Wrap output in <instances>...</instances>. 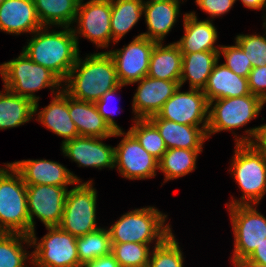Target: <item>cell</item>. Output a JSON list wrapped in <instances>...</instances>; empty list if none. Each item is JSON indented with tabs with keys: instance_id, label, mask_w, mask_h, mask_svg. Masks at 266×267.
Segmentation results:
<instances>
[{
	"instance_id": "obj_1",
	"label": "cell",
	"mask_w": 266,
	"mask_h": 267,
	"mask_svg": "<svg viewBox=\"0 0 266 267\" xmlns=\"http://www.w3.org/2000/svg\"><path fill=\"white\" fill-rule=\"evenodd\" d=\"M51 28L43 26L32 33L22 51L34 63L49 69L64 82L81 51L72 27Z\"/></svg>"
},
{
	"instance_id": "obj_2",
	"label": "cell",
	"mask_w": 266,
	"mask_h": 267,
	"mask_svg": "<svg viewBox=\"0 0 266 267\" xmlns=\"http://www.w3.org/2000/svg\"><path fill=\"white\" fill-rule=\"evenodd\" d=\"M119 85L113 59L107 51H103L83 58L79 54L63 82V91L73 99L95 103Z\"/></svg>"
},
{
	"instance_id": "obj_3",
	"label": "cell",
	"mask_w": 266,
	"mask_h": 267,
	"mask_svg": "<svg viewBox=\"0 0 266 267\" xmlns=\"http://www.w3.org/2000/svg\"><path fill=\"white\" fill-rule=\"evenodd\" d=\"M228 169L242 192L241 198L231 197L226 206L260 204L266 195V155L255 143L234 145Z\"/></svg>"
},
{
	"instance_id": "obj_4",
	"label": "cell",
	"mask_w": 266,
	"mask_h": 267,
	"mask_svg": "<svg viewBox=\"0 0 266 267\" xmlns=\"http://www.w3.org/2000/svg\"><path fill=\"white\" fill-rule=\"evenodd\" d=\"M167 219L168 215L158 208L145 206L121 215L107 229L112 243L135 242L157 246L173 233Z\"/></svg>"
},
{
	"instance_id": "obj_5",
	"label": "cell",
	"mask_w": 266,
	"mask_h": 267,
	"mask_svg": "<svg viewBox=\"0 0 266 267\" xmlns=\"http://www.w3.org/2000/svg\"><path fill=\"white\" fill-rule=\"evenodd\" d=\"M3 87L33 102L41 99L35 93L49 88L52 96L63 90V82L49 69L34 63L23 51L18 57L0 64Z\"/></svg>"
},
{
	"instance_id": "obj_6",
	"label": "cell",
	"mask_w": 266,
	"mask_h": 267,
	"mask_svg": "<svg viewBox=\"0 0 266 267\" xmlns=\"http://www.w3.org/2000/svg\"><path fill=\"white\" fill-rule=\"evenodd\" d=\"M265 104L261 98L253 94L210 101L207 127L208 140L218 132L230 131L235 137V144H238L239 136L234 130H240L247 126L251 120L256 119L261 114Z\"/></svg>"
},
{
	"instance_id": "obj_7",
	"label": "cell",
	"mask_w": 266,
	"mask_h": 267,
	"mask_svg": "<svg viewBox=\"0 0 266 267\" xmlns=\"http://www.w3.org/2000/svg\"><path fill=\"white\" fill-rule=\"evenodd\" d=\"M0 232L30 236L26 184L12 164L0 175Z\"/></svg>"
},
{
	"instance_id": "obj_8",
	"label": "cell",
	"mask_w": 266,
	"mask_h": 267,
	"mask_svg": "<svg viewBox=\"0 0 266 267\" xmlns=\"http://www.w3.org/2000/svg\"><path fill=\"white\" fill-rule=\"evenodd\" d=\"M93 179L76 182L68 190L59 227L72 236L80 237L100 228L97 225L98 192Z\"/></svg>"
},
{
	"instance_id": "obj_9",
	"label": "cell",
	"mask_w": 266,
	"mask_h": 267,
	"mask_svg": "<svg viewBox=\"0 0 266 267\" xmlns=\"http://www.w3.org/2000/svg\"><path fill=\"white\" fill-rule=\"evenodd\" d=\"M233 231V251L230 257L234 267L247 259L265 241L266 217L257 209V204L226 206Z\"/></svg>"
},
{
	"instance_id": "obj_10",
	"label": "cell",
	"mask_w": 266,
	"mask_h": 267,
	"mask_svg": "<svg viewBox=\"0 0 266 267\" xmlns=\"http://www.w3.org/2000/svg\"><path fill=\"white\" fill-rule=\"evenodd\" d=\"M45 228L48 232L40 240L36 231L30 235L32 267H79L77 237L59 226Z\"/></svg>"
},
{
	"instance_id": "obj_11",
	"label": "cell",
	"mask_w": 266,
	"mask_h": 267,
	"mask_svg": "<svg viewBox=\"0 0 266 267\" xmlns=\"http://www.w3.org/2000/svg\"><path fill=\"white\" fill-rule=\"evenodd\" d=\"M80 0L77 16L72 26L79 47V37H84L98 49H109L113 44L111 32V0ZM75 24L77 26H75ZM111 43V44H110Z\"/></svg>"
},
{
	"instance_id": "obj_12",
	"label": "cell",
	"mask_w": 266,
	"mask_h": 267,
	"mask_svg": "<svg viewBox=\"0 0 266 267\" xmlns=\"http://www.w3.org/2000/svg\"><path fill=\"white\" fill-rule=\"evenodd\" d=\"M122 137L114 146L115 169L122 178L145 180L156 177L158 160L148 153L130 131L115 132L113 137Z\"/></svg>"
},
{
	"instance_id": "obj_13",
	"label": "cell",
	"mask_w": 266,
	"mask_h": 267,
	"mask_svg": "<svg viewBox=\"0 0 266 267\" xmlns=\"http://www.w3.org/2000/svg\"><path fill=\"white\" fill-rule=\"evenodd\" d=\"M156 43L139 33L121 49L107 51L113 59L121 85H132L148 75L150 56Z\"/></svg>"
},
{
	"instance_id": "obj_14",
	"label": "cell",
	"mask_w": 266,
	"mask_h": 267,
	"mask_svg": "<svg viewBox=\"0 0 266 267\" xmlns=\"http://www.w3.org/2000/svg\"><path fill=\"white\" fill-rule=\"evenodd\" d=\"M68 188L54 185H26L30 235L35 231V218L45 227L59 226L63 217Z\"/></svg>"
},
{
	"instance_id": "obj_15",
	"label": "cell",
	"mask_w": 266,
	"mask_h": 267,
	"mask_svg": "<svg viewBox=\"0 0 266 267\" xmlns=\"http://www.w3.org/2000/svg\"><path fill=\"white\" fill-rule=\"evenodd\" d=\"M181 86L164 103L157 116L179 124L208 126L209 103L202 90L181 91Z\"/></svg>"
},
{
	"instance_id": "obj_16",
	"label": "cell",
	"mask_w": 266,
	"mask_h": 267,
	"mask_svg": "<svg viewBox=\"0 0 266 267\" xmlns=\"http://www.w3.org/2000/svg\"><path fill=\"white\" fill-rule=\"evenodd\" d=\"M107 138L77 136L61 143L64 157L75 162L77 167H91L98 170L115 168V148L103 141Z\"/></svg>"
},
{
	"instance_id": "obj_17",
	"label": "cell",
	"mask_w": 266,
	"mask_h": 267,
	"mask_svg": "<svg viewBox=\"0 0 266 267\" xmlns=\"http://www.w3.org/2000/svg\"><path fill=\"white\" fill-rule=\"evenodd\" d=\"M132 100V119H148L157 115L164 103L180 86V81H170L145 76L138 82Z\"/></svg>"
},
{
	"instance_id": "obj_18",
	"label": "cell",
	"mask_w": 266,
	"mask_h": 267,
	"mask_svg": "<svg viewBox=\"0 0 266 267\" xmlns=\"http://www.w3.org/2000/svg\"><path fill=\"white\" fill-rule=\"evenodd\" d=\"M13 167L21 174L26 185H54L69 188L76 182H82L63 164L47 159H23L11 162Z\"/></svg>"
},
{
	"instance_id": "obj_19",
	"label": "cell",
	"mask_w": 266,
	"mask_h": 267,
	"mask_svg": "<svg viewBox=\"0 0 266 267\" xmlns=\"http://www.w3.org/2000/svg\"><path fill=\"white\" fill-rule=\"evenodd\" d=\"M34 117H36L34 120L47 130L62 137V143L79 136L76 125L69 115V95L63 90L53 95L50 103L41 110L39 101L34 102Z\"/></svg>"
},
{
	"instance_id": "obj_20",
	"label": "cell",
	"mask_w": 266,
	"mask_h": 267,
	"mask_svg": "<svg viewBox=\"0 0 266 267\" xmlns=\"http://www.w3.org/2000/svg\"><path fill=\"white\" fill-rule=\"evenodd\" d=\"M199 20L195 11L183 14L184 35L175 43L181 53H195L201 51H219L217 45L218 31L212 20Z\"/></svg>"
},
{
	"instance_id": "obj_21",
	"label": "cell",
	"mask_w": 266,
	"mask_h": 267,
	"mask_svg": "<svg viewBox=\"0 0 266 267\" xmlns=\"http://www.w3.org/2000/svg\"><path fill=\"white\" fill-rule=\"evenodd\" d=\"M42 27L33 0H5L0 5V31L31 35Z\"/></svg>"
},
{
	"instance_id": "obj_22",
	"label": "cell",
	"mask_w": 266,
	"mask_h": 267,
	"mask_svg": "<svg viewBox=\"0 0 266 267\" xmlns=\"http://www.w3.org/2000/svg\"><path fill=\"white\" fill-rule=\"evenodd\" d=\"M148 120L158 129L167 149L183 148L203 150L207 137L208 126H190L171 120L161 119L157 115Z\"/></svg>"
},
{
	"instance_id": "obj_23",
	"label": "cell",
	"mask_w": 266,
	"mask_h": 267,
	"mask_svg": "<svg viewBox=\"0 0 266 267\" xmlns=\"http://www.w3.org/2000/svg\"><path fill=\"white\" fill-rule=\"evenodd\" d=\"M184 1L186 0L144 3L143 16L148 31L143 32L142 36L157 43H163L182 14L180 4Z\"/></svg>"
},
{
	"instance_id": "obj_24",
	"label": "cell",
	"mask_w": 266,
	"mask_h": 267,
	"mask_svg": "<svg viewBox=\"0 0 266 267\" xmlns=\"http://www.w3.org/2000/svg\"><path fill=\"white\" fill-rule=\"evenodd\" d=\"M208 103L215 99L242 97L250 93L248 79L235 74L224 63H215L202 90Z\"/></svg>"
},
{
	"instance_id": "obj_25",
	"label": "cell",
	"mask_w": 266,
	"mask_h": 267,
	"mask_svg": "<svg viewBox=\"0 0 266 267\" xmlns=\"http://www.w3.org/2000/svg\"><path fill=\"white\" fill-rule=\"evenodd\" d=\"M69 115L74 121L80 136L111 138L114 131L93 102L79 101L69 96Z\"/></svg>"
},
{
	"instance_id": "obj_26",
	"label": "cell",
	"mask_w": 266,
	"mask_h": 267,
	"mask_svg": "<svg viewBox=\"0 0 266 267\" xmlns=\"http://www.w3.org/2000/svg\"><path fill=\"white\" fill-rule=\"evenodd\" d=\"M156 43L150 56L148 75L152 78L180 81L182 53L175 42Z\"/></svg>"
},
{
	"instance_id": "obj_27",
	"label": "cell",
	"mask_w": 266,
	"mask_h": 267,
	"mask_svg": "<svg viewBox=\"0 0 266 267\" xmlns=\"http://www.w3.org/2000/svg\"><path fill=\"white\" fill-rule=\"evenodd\" d=\"M218 60L219 51L182 53L180 86L188 82L189 88L203 90Z\"/></svg>"
},
{
	"instance_id": "obj_28",
	"label": "cell",
	"mask_w": 266,
	"mask_h": 267,
	"mask_svg": "<svg viewBox=\"0 0 266 267\" xmlns=\"http://www.w3.org/2000/svg\"><path fill=\"white\" fill-rule=\"evenodd\" d=\"M34 118V102L3 87L0 91V130L22 126Z\"/></svg>"
},
{
	"instance_id": "obj_29",
	"label": "cell",
	"mask_w": 266,
	"mask_h": 267,
	"mask_svg": "<svg viewBox=\"0 0 266 267\" xmlns=\"http://www.w3.org/2000/svg\"><path fill=\"white\" fill-rule=\"evenodd\" d=\"M42 26L72 27L80 0H33Z\"/></svg>"
},
{
	"instance_id": "obj_30",
	"label": "cell",
	"mask_w": 266,
	"mask_h": 267,
	"mask_svg": "<svg viewBox=\"0 0 266 267\" xmlns=\"http://www.w3.org/2000/svg\"><path fill=\"white\" fill-rule=\"evenodd\" d=\"M142 0H111V32L113 45L120 42L142 19Z\"/></svg>"
},
{
	"instance_id": "obj_31",
	"label": "cell",
	"mask_w": 266,
	"mask_h": 267,
	"mask_svg": "<svg viewBox=\"0 0 266 267\" xmlns=\"http://www.w3.org/2000/svg\"><path fill=\"white\" fill-rule=\"evenodd\" d=\"M203 150H190L183 148L167 149L158 161V170L164 175L163 183L176 180L196 170L199 154Z\"/></svg>"
},
{
	"instance_id": "obj_32",
	"label": "cell",
	"mask_w": 266,
	"mask_h": 267,
	"mask_svg": "<svg viewBox=\"0 0 266 267\" xmlns=\"http://www.w3.org/2000/svg\"><path fill=\"white\" fill-rule=\"evenodd\" d=\"M28 246L32 248L29 235L0 232V267L31 266L32 252L27 251Z\"/></svg>"
},
{
	"instance_id": "obj_33",
	"label": "cell",
	"mask_w": 266,
	"mask_h": 267,
	"mask_svg": "<svg viewBox=\"0 0 266 267\" xmlns=\"http://www.w3.org/2000/svg\"><path fill=\"white\" fill-rule=\"evenodd\" d=\"M79 267L101 256L111 253L112 242L107 227H100L86 235L77 237Z\"/></svg>"
},
{
	"instance_id": "obj_34",
	"label": "cell",
	"mask_w": 266,
	"mask_h": 267,
	"mask_svg": "<svg viewBox=\"0 0 266 267\" xmlns=\"http://www.w3.org/2000/svg\"><path fill=\"white\" fill-rule=\"evenodd\" d=\"M130 131L138 140L140 145L158 161L167 151L164 139L158 129L148 119L132 120Z\"/></svg>"
},
{
	"instance_id": "obj_35",
	"label": "cell",
	"mask_w": 266,
	"mask_h": 267,
	"mask_svg": "<svg viewBox=\"0 0 266 267\" xmlns=\"http://www.w3.org/2000/svg\"><path fill=\"white\" fill-rule=\"evenodd\" d=\"M184 254L171 233L161 244L152 246L148 267H184Z\"/></svg>"
},
{
	"instance_id": "obj_36",
	"label": "cell",
	"mask_w": 266,
	"mask_h": 267,
	"mask_svg": "<svg viewBox=\"0 0 266 267\" xmlns=\"http://www.w3.org/2000/svg\"><path fill=\"white\" fill-rule=\"evenodd\" d=\"M151 244L112 243L111 254L120 267H148Z\"/></svg>"
},
{
	"instance_id": "obj_37",
	"label": "cell",
	"mask_w": 266,
	"mask_h": 267,
	"mask_svg": "<svg viewBox=\"0 0 266 267\" xmlns=\"http://www.w3.org/2000/svg\"><path fill=\"white\" fill-rule=\"evenodd\" d=\"M265 33L238 34L235 42L243 49L247 58L252 62V67L266 66V22L262 24Z\"/></svg>"
},
{
	"instance_id": "obj_38",
	"label": "cell",
	"mask_w": 266,
	"mask_h": 267,
	"mask_svg": "<svg viewBox=\"0 0 266 267\" xmlns=\"http://www.w3.org/2000/svg\"><path fill=\"white\" fill-rule=\"evenodd\" d=\"M234 45H221L219 56L224 58L225 66L232 70L235 74L248 78L252 70V62L247 58L243 49L234 42Z\"/></svg>"
},
{
	"instance_id": "obj_39",
	"label": "cell",
	"mask_w": 266,
	"mask_h": 267,
	"mask_svg": "<svg viewBox=\"0 0 266 267\" xmlns=\"http://www.w3.org/2000/svg\"><path fill=\"white\" fill-rule=\"evenodd\" d=\"M122 87H124V85L120 84L118 87H116L112 90H109L98 101L95 102V105L98 109V112L101 114L103 119L107 122V124L110 126V128L114 132L123 131V128L120 127L118 125V123L115 121V119L113 118V115L115 113L116 114L118 113L119 108H117L116 106H112V103H111L114 99H116L117 92L120 89H122ZM108 104H110L112 107H110V105H108Z\"/></svg>"
},
{
	"instance_id": "obj_40",
	"label": "cell",
	"mask_w": 266,
	"mask_h": 267,
	"mask_svg": "<svg viewBox=\"0 0 266 267\" xmlns=\"http://www.w3.org/2000/svg\"><path fill=\"white\" fill-rule=\"evenodd\" d=\"M195 3L201 11L210 16L209 20L213 21L214 18L228 13L236 2L235 0H195Z\"/></svg>"
},
{
	"instance_id": "obj_41",
	"label": "cell",
	"mask_w": 266,
	"mask_h": 267,
	"mask_svg": "<svg viewBox=\"0 0 266 267\" xmlns=\"http://www.w3.org/2000/svg\"><path fill=\"white\" fill-rule=\"evenodd\" d=\"M247 79L250 93L266 103V66L252 68Z\"/></svg>"
},
{
	"instance_id": "obj_42",
	"label": "cell",
	"mask_w": 266,
	"mask_h": 267,
	"mask_svg": "<svg viewBox=\"0 0 266 267\" xmlns=\"http://www.w3.org/2000/svg\"><path fill=\"white\" fill-rule=\"evenodd\" d=\"M238 136L239 143H255L266 155V124L246 128L243 134Z\"/></svg>"
},
{
	"instance_id": "obj_43",
	"label": "cell",
	"mask_w": 266,
	"mask_h": 267,
	"mask_svg": "<svg viewBox=\"0 0 266 267\" xmlns=\"http://www.w3.org/2000/svg\"><path fill=\"white\" fill-rule=\"evenodd\" d=\"M239 263H256L266 266V238L247 259L242 260Z\"/></svg>"
},
{
	"instance_id": "obj_44",
	"label": "cell",
	"mask_w": 266,
	"mask_h": 267,
	"mask_svg": "<svg viewBox=\"0 0 266 267\" xmlns=\"http://www.w3.org/2000/svg\"><path fill=\"white\" fill-rule=\"evenodd\" d=\"M82 267H120L118 261L110 253L106 256H101L90 262L85 263Z\"/></svg>"
},
{
	"instance_id": "obj_45",
	"label": "cell",
	"mask_w": 266,
	"mask_h": 267,
	"mask_svg": "<svg viewBox=\"0 0 266 267\" xmlns=\"http://www.w3.org/2000/svg\"><path fill=\"white\" fill-rule=\"evenodd\" d=\"M239 1V0H238ZM244 7L252 10H265L266 12V0H240ZM237 2V0H235ZM263 21L266 20V13L262 16Z\"/></svg>"
},
{
	"instance_id": "obj_46",
	"label": "cell",
	"mask_w": 266,
	"mask_h": 267,
	"mask_svg": "<svg viewBox=\"0 0 266 267\" xmlns=\"http://www.w3.org/2000/svg\"><path fill=\"white\" fill-rule=\"evenodd\" d=\"M234 267H266L256 263H237Z\"/></svg>"
},
{
	"instance_id": "obj_47",
	"label": "cell",
	"mask_w": 266,
	"mask_h": 267,
	"mask_svg": "<svg viewBox=\"0 0 266 267\" xmlns=\"http://www.w3.org/2000/svg\"><path fill=\"white\" fill-rule=\"evenodd\" d=\"M3 165L5 166H3V167H1L0 166V175L11 165V163L9 162H7V163H3Z\"/></svg>"
},
{
	"instance_id": "obj_48",
	"label": "cell",
	"mask_w": 266,
	"mask_h": 267,
	"mask_svg": "<svg viewBox=\"0 0 266 267\" xmlns=\"http://www.w3.org/2000/svg\"><path fill=\"white\" fill-rule=\"evenodd\" d=\"M144 3H150V2H160V1H173V0H142Z\"/></svg>"
}]
</instances>
